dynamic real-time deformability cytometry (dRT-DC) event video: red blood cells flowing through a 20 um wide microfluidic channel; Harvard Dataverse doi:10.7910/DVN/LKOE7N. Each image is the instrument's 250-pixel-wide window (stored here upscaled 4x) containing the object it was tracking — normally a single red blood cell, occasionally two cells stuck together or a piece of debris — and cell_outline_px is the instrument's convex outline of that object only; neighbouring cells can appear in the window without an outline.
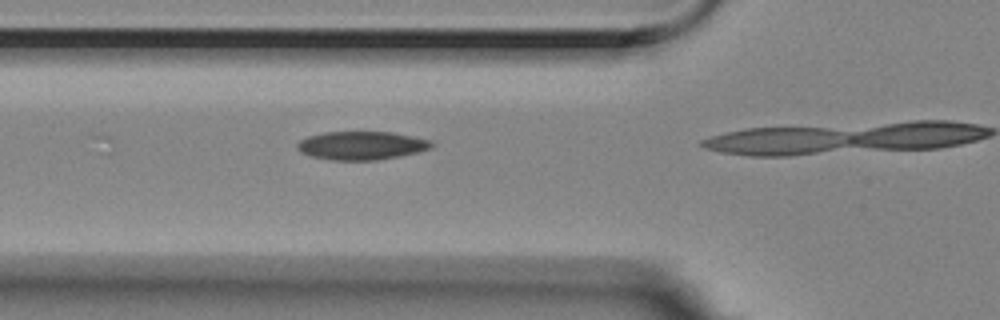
{"species": "Egyptian fruit bat (a non-hibernating species)", "species_latin": "Rousettus aegyptiacus", "temperature_condition": "room temperature", "stored_images_in_passage": 9, "camera_frame_rate_fps": 3000, "um_per_image_px": 0.085, "animal": {"sex": "female"}, "frame": {"image": 1, "passage_image": 8, "time_ms": 2.333, "image_size_px": [1000, 320], "cell_outline_px": [[436, 144], [432, 148], [400, 156], [376, 160], [332, 160], [312, 156], [300, 152], [296, 148], [296, 144], [300, 140], [308, 136], [324, 132], [392, 132], [432, 140]], "centroid_in_image_um": [30.74, 12.36], "position_along_channel_um": 95.1, "area_um2": 22.31}}